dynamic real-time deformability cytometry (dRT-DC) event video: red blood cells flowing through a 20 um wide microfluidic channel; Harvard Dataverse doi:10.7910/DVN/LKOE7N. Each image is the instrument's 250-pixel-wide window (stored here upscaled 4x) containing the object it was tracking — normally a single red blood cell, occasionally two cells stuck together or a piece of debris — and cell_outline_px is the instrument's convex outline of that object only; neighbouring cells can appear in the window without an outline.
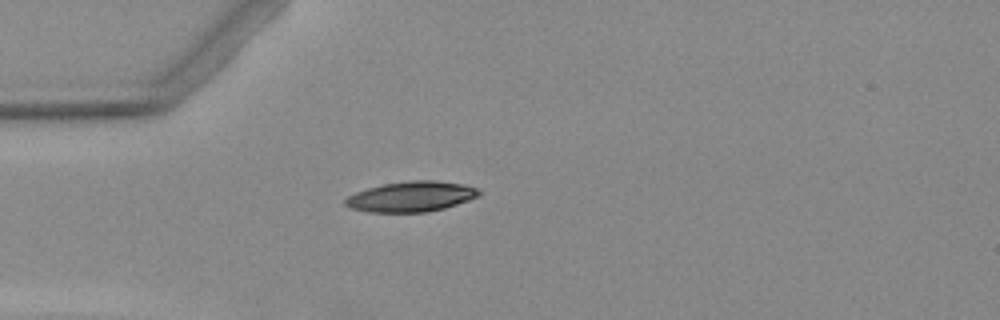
{"species": "Egyptian fruit bat (a non-hibernating species)", "species_latin": "Rousettus aegyptiacus", "temperature_condition": "warm", "stored_images_in_passage": 2, "camera_frame_rate_fps": 3000, "um_per_image_px": 0.085, "animal": {"sex": "female"}, "frame": {"image": 1, "passage_image": 1, "time_ms": 0.0, "image_size_px": [1000, 320], "cell_outline_px": [[480, 192], [476, 196], [468, 200], [444, 208], [424, 212], [372, 212], [352, 208], [344, 204], [344, 200], [348, 196], [356, 192], [368, 188], [384, 184], [408, 180], [436, 180], [464, 184], [476, 188]], "centroid_in_image_um": [34.93, 16.7], "position_along_channel_um": 50.1, "area_um2": 23.35}}